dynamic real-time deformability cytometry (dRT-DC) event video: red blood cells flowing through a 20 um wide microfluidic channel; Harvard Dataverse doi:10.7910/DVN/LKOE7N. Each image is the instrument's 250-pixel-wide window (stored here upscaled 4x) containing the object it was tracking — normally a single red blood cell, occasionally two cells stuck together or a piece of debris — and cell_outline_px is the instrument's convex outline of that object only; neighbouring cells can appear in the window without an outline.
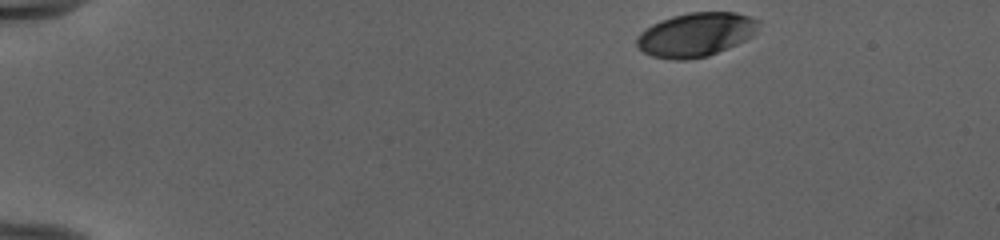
{"species": "human", "species_latin": "Homo sapiens", "temperature_condition": "cold", "stored_images_in_passage": 45, "camera_frame_rate_fps": 3000, "um_per_image_px": 0.085, "donor": {"sex": "female"}, "frame": {"image": 1, "passage_image": 1, "time_ms": 0.0, "image_size_px": [1000, 240], "cell_outline_px": [[760, 20], [756, 32], [752, 36], [736, 44], [708, 56], [684, 60], [672, 60], [652, 56], [644, 52], [636, 44], [636, 40], [640, 32], [644, 28], [660, 20], [672, 16], [688, 12], [736, 12]], "centroid_in_image_um": [59.13, 2.93], "position_along_channel_um": 25.9, "area_um2": 31.21}}
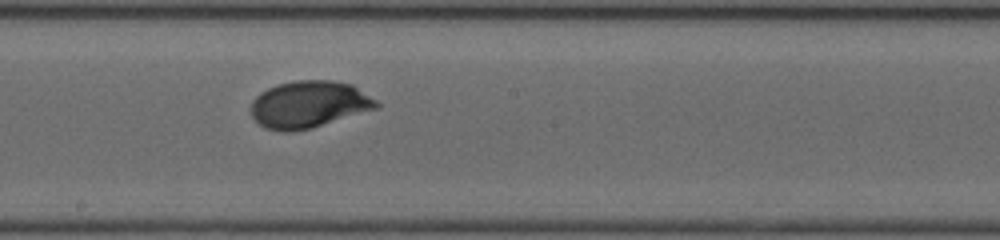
{"frame": {"image": 2, "passage_image": 24, "time_ms": 7.667, "image_size_px": [1000, 240], "cell_outline_px": [[380, 108], [312, 128], [288, 132], [284, 132], [264, 128], [252, 116], [252, 100], [260, 92], [276, 84], [296, 80], [332, 80], [352, 84], [376, 100], [380, 104]], "centroid_in_image_um": [26.28, 8.87], "position_along_channel_um": 221.9, "area_um2": 34.56}}
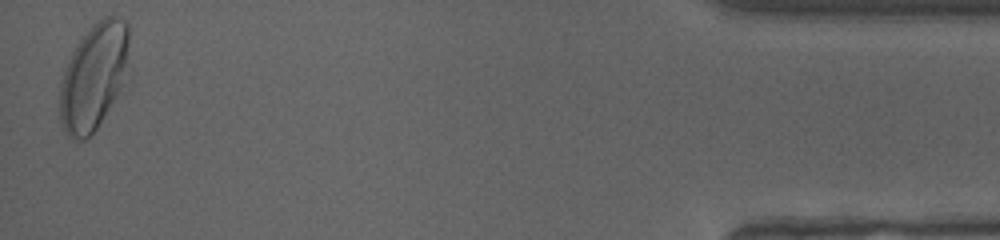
{"frame": {"image": 3, "passage_image": 45, "time_ms": 14.667, "image_size_px": [1000, 240], "cell_outline_px": [[132, 76], [96, 128], [84, 140], [76, 140], [68, 136], [64, 132], [60, 124], [60, 84], [68, 60], [76, 44], [88, 28], [104, 16], [116, 16], [124, 20], [128, 24]], "centroid_in_image_um": [8.05, 6.49], "position_along_channel_um": 427.1, "area_um2": 44.45}, "authors_computed_cell_mechanics": {"area_um2": 33.1194, "velocity_mm_per_s": 3.974, "shape_relaxation_time_tau1_ms": 2.1075, "shape_relaxation_time_tau2_ms": null, "deformation_change_tau1": 0.1446, "deformation_change_tau2": null}}